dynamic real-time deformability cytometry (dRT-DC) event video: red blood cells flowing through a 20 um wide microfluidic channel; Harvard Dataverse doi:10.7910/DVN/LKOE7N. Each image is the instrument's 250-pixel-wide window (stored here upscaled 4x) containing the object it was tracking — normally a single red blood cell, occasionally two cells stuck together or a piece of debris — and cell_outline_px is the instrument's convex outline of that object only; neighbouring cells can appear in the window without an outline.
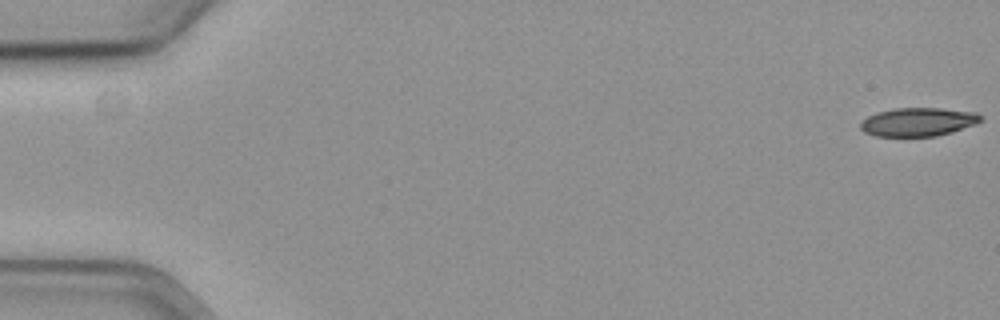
{"species": "common noctule bat (a hibernating species)", "species_latin": "Nyctalus noctula", "temperature_condition": "cold", "stored_images_in_passage": 59, "camera_frame_rate_fps": 3000, "um_per_image_px": 0.085, "animal": {"sex": "female", "body_mass_g": 19.3, "forearm_length_mm": 54.1}, "frame": {"image": 1, "passage_image": 1, "time_ms": 0.0, "image_size_px": [1000, 320], "cell_outline_px": [[984, 120], [976, 124], [952, 132], [936, 136], [876, 136], [864, 132], [860, 128], [860, 124], [868, 116], [876, 112], [896, 108], [940, 108], [976, 112], [984, 116]], "centroid_in_image_um": [78.09, 10.36], "position_along_channel_um": 6.9, "area_um2": 20.11}}
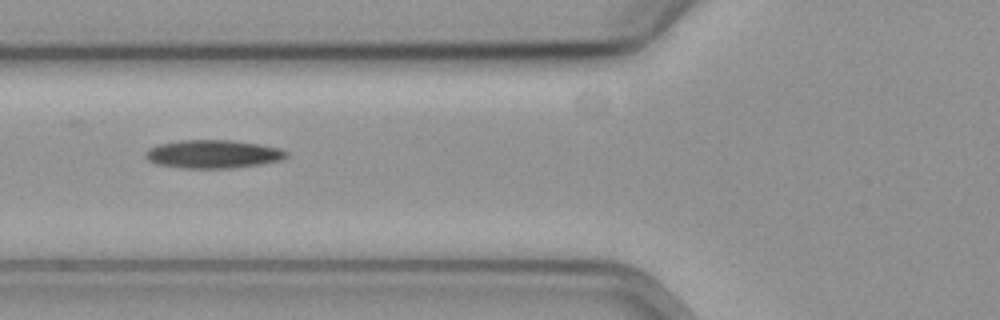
{"frame": {"image": 2, "passage_image": 23, "time_ms": 7.333, "image_size_px": [1000, 320], "cell_outline_px": [[288, 156], [280, 160], [260, 164], [232, 168], [180, 168], [156, 164], [148, 160], [144, 156], [144, 152], [148, 148], [160, 144], [180, 140], [232, 140], [260, 144], [280, 148], [288, 152]], "centroid_in_image_um": [18.09, 13.09], "position_along_channel_um": 107.7, "area_um2": 23.35}}
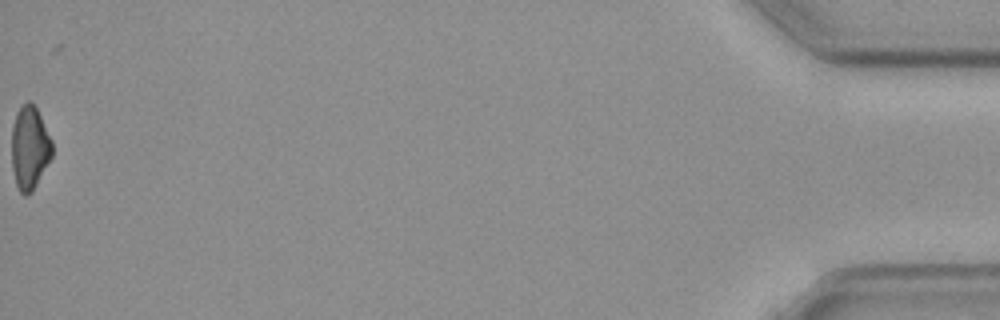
{"frame": {"image": 3, "passage_image": 59, "time_ms": 19.333, "image_size_px": [1000, 320], "cell_outline_px": [[52, 156], [32, 192], [24, 196], [20, 192], [16, 184], [12, 168], [12, 124], [16, 112], [20, 104], [28, 100], [36, 108], [52, 140]], "centroid_in_image_um": [2.5, 12.54], "position_along_channel_um": 432.7, "area_um2": 19.71}, "authors_computed_cell_mechanics": {"area_um2": 21.3282, "velocity_mm_per_s": 3.5968, "shape_relaxation_time_tau1_ms": 4.928, "shape_relaxation_time_tau2_ms": null, "deformation_change_tau1": 0.0938, "deformation_change_tau2": null}}